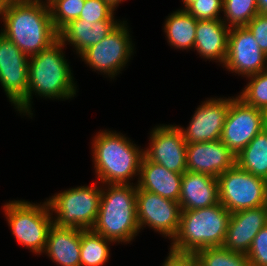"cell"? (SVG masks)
Returning a JSON list of instances; mask_svg holds the SVG:
<instances>
[{
	"label": "cell",
	"instance_id": "6da1fadb",
	"mask_svg": "<svg viewBox=\"0 0 267 266\" xmlns=\"http://www.w3.org/2000/svg\"><path fill=\"white\" fill-rule=\"evenodd\" d=\"M63 47L67 46L58 38L45 50L29 57L27 97L15 108L21 115L33 118L34 94L63 101L76 96L78 86Z\"/></svg>",
	"mask_w": 267,
	"mask_h": 266
},
{
	"label": "cell",
	"instance_id": "7a4b0ae2",
	"mask_svg": "<svg viewBox=\"0 0 267 266\" xmlns=\"http://www.w3.org/2000/svg\"><path fill=\"white\" fill-rule=\"evenodd\" d=\"M1 33L26 56H34L59 38L49 5L33 0H10Z\"/></svg>",
	"mask_w": 267,
	"mask_h": 266
},
{
	"label": "cell",
	"instance_id": "3957f363",
	"mask_svg": "<svg viewBox=\"0 0 267 266\" xmlns=\"http://www.w3.org/2000/svg\"><path fill=\"white\" fill-rule=\"evenodd\" d=\"M92 141L93 168L99 183L134 184L131 181L136 176L139 179L144 157L141 146H137L125 134L108 129L100 130Z\"/></svg>",
	"mask_w": 267,
	"mask_h": 266
},
{
	"label": "cell",
	"instance_id": "277c9868",
	"mask_svg": "<svg viewBox=\"0 0 267 266\" xmlns=\"http://www.w3.org/2000/svg\"><path fill=\"white\" fill-rule=\"evenodd\" d=\"M102 186L99 210L91 230L115 244H129L140 233L136 209L137 182Z\"/></svg>",
	"mask_w": 267,
	"mask_h": 266
},
{
	"label": "cell",
	"instance_id": "5b68a950",
	"mask_svg": "<svg viewBox=\"0 0 267 266\" xmlns=\"http://www.w3.org/2000/svg\"><path fill=\"white\" fill-rule=\"evenodd\" d=\"M230 214L221 203L201 209L181 210L179 227L169 249L194 253L203 248L222 246Z\"/></svg>",
	"mask_w": 267,
	"mask_h": 266
},
{
	"label": "cell",
	"instance_id": "8992f818",
	"mask_svg": "<svg viewBox=\"0 0 267 266\" xmlns=\"http://www.w3.org/2000/svg\"><path fill=\"white\" fill-rule=\"evenodd\" d=\"M2 208L17 243L32 253L41 255L50 227L54 223L47 200L40 204L26 200H10L4 203Z\"/></svg>",
	"mask_w": 267,
	"mask_h": 266
},
{
	"label": "cell",
	"instance_id": "52a82bcc",
	"mask_svg": "<svg viewBox=\"0 0 267 266\" xmlns=\"http://www.w3.org/2000/svg\"><path fill=\"white\" fill-rule=\"evenodd\" d=\"M102 185L71 187L46 198L54 224L59 227L91 230L97 218ZM54 213V214H53Z\"/></svg>",
	"mask_w": 267,
	"mask_h": 266
},
{
	"label": "cell",
	"instance_id": "ba28073f",
	"mask_svg": "<svg viewBox=\"0 0 267 266\" xmlns=\"http://www.w3.org/2000/svg\"><path fill=\"white\" fill-rule=\"evenodd\" d=\"M127 24L123 20L103 40L87 48L78 57L98 74L115 79L134 55L135 45Z\"/></svg>",
	"mask_w": 267,
	"mask_h": 266
},
{
	"label": "cell",
	"instance_id": "9c48e42d",
	"mask_svg": "<svg viewBox=\"0 0 267 266\" xmlns=\"http://www.w3.org/2000/svg\"><path fill=\"white\" fill-rule=\"evenodd\" d=\"M217 179L219 201L230 213L267 205V181L237 164Z\"/></svg>",
	"mask_w": 267,
	"mask_h": 266
},
{
	"label": "cell",
	"instance_id": "30bf717a",
	"mask_svg": "<svg viewBox=\"0 0 267 266\" xmlns=\"http://www.w3.org/2000/svg\"><path fill=\"white\" fill-rule=\"evenodd\" d=\"M266 127L267 113L236 95L230 101L220 140L237 156Z\"/></svg>",
	"mask_w": 267,
	"mask_h": 266
},
{
	"label": "cell",
	"instance_id": "8fae6325",
	"mask_svg": "<svg viewBox=\"0 0 267 266\" xmlns=\"http://www.w3.org/2000/svg\"><path fill=\"white\" fill-rule=\"evenodd\" d=\"M136 209L139 228H152L169 240L175 237L181 216L179 202L142 190L136 193ZM147 225V226H146Z\"/></svg>",
	"mask_w": 267,
	"mask_h": 266
},
{
	"label": "cell",
	"instance_id": "7c38bea8",
	"mask_svg": "<svg viewBox=\"0 0 267 266\" xmlns=\"http://www.w3.org/2000/svg\"><path fill=\"white\" fill-rule=\"evenodd\" d=\"M144 156L167 170L183 174L187 171V143L179 125L160 124L150 131Z\"/></svg>",
	"mask_w": 267,
	"mask_h": 266
},
{
	"label": "cell",
	"instance_id": "4fadbf2b",
	"mask_svg": "<svg viewBox=\"0 0 267 266\" xmlns=\"http://www.w3.org/2000/svg\"><path fill=\"white\" fill-rule=\"evenodd\" d=\"M28 66L29 57L0 32V84L14 108L27 97Z\"/></svg>",
	"mask_w": 267,
	"mask_h": 266
},
{
	"label": "cell",
	"instance_id": "5bb4252c",
	"mask_svg": "<svg viewBox=\"0 0 267 266\" xmlns=\"http://www.w3.org/2000/svg\"><path fill=\"white\" fill-rule=\"evenodd\" d=\"M232 98L212 97L203 101L194 111L188 126H179L186 143L220 140Z\"/></svg>",
	"mask_w": 267,
	"mask_h": 266
},
{
	"label": "cell",
	"instance_id": "9a60e30c",
	"mask_svg": "<svg viewBox=\"0 0 267 266\" xmlns=\"http://www.w3.org/2000/svg\"><path fill=\"white\" fill-rule=\"evenodd\" d=\"M224 67L243 77L267 70V56L246 27L230 28Z\"/></svg>",
	"mask_w": 267,
	"mask_h": 266
},
{
	"label": "cell",
	"instance_id": "2e32d148",
	"mask_svg": "<svg viewBox=\"0 0 267 266\" xmlns=\"http://www.w3.org/2000/svg\"><path fill=\"white\" fill-rule=\"evenodd\" d=\"M235 164V154L221 140L187 144V171L217 178Z\"/></svg>",
	"mask_w": 267,
	"mask_h": 266
},
{
	"label": "cell",
	"instance_id": "e0dca14e",
	"mask_svg": "<svg viewBox=\"0 0 267 266\" xmlns=\"http://www.w3.org/2000/svg\"><path fill=\"white\" fill-rule=\"evenodd\" d=\"M267 224V205L230 214L223 247L247 254L253 238Z\"/></svg>",
	"mask_w": 267,
	"mask_h": 266
},
{
	"label": "cell",
	"instance_id": "ac0fdd59",
	"mask_svg": "<svg viewBox=\"0 0 267 266\" xmlns=\"http://www.w3.org/2000/svg\"><path fill=\"white\" fill-rule=\"evenodd\" d=\"M218 203L217 178L199 172L183 173L179 198L181 210L201 209Z\"/></svg>",
	"mask_w": 267,
	"mask_h": 266
},
{
	"label": "cell",
	"instance_id": "d6986e66",
	"mask_svg": "<svg viewBox=\"0 0 267 266\" xmlns=\"http://www.w3.org/2000/svg\"><path fill=\"white\" fill-rule=\"evenodd\" d=\"M121 22L120 19H115L114 13L107 20L94 23L76 19L59 32V39L65 45L71 44L79 56L87 48L103 40Z\"/></svg>",
	"mask_w": 267,
	"mask_h": 266
},
{
	"label": "cell",
	"instance_id": "ffe728a7",
	"mask_svg": "<svg viewBox=\"0 0 267 266\" xmlns=\"http://www.w3.org/2000/svg\"><path fill=\"white\" fill-rule=\"evenodd\" d=\"M230 28L222 19L197 20L194 51L207 60L224 65Z\"/></svg>",
	"mask_w": 267,
	"mask_h": 266
},
{
	"label": "cell",
	"instance_id": "44dd1931",
	"mask_svg": "<svg viewBox=\"0 0 267 266\" xmlns=\"http://www.w3.org/2000/svg\"><path fill=\"white\" fill-rule=\"evenodd\" d=\"M81 230L53 223L43 253L57 266H80Z\"/></svg>",
	"mask_w": 267,
	"mask_h": 266
},
{
	"label": "cell",
	"instance_id": "7402d4cb",
	"mask_svg": "<svg viewBox=\"0 0 267 266\" xmlns=\"http://www.w3.org/2000/svg\"><path fill=\"white\" fill-rule=\"evenodd\" d=\"M182 176L183 174L167 170L144 156L137 186L142 190L179 202Z\"/></svg>",
	"mask_w": 267,
	"mask_h": 266
},
{
	"label": "cell",
	"instance_id": "603a6c76",
	"mask_svg": "<svg viewBox=\"0 0 267 266\" xmlns=\"http://www.w3.org/2000/svg\"><path fill=\"white\" fill-rule=\"evenodd\" d=\"M163 26L170 47L180 50L194 49L197 19L186 10L178 9L170 13Z\"/></svg>",
	"mask_w": 267,
	"mask_h": 266
},
{
	"label": "cell",
	"instance_id": "cb8c5ba5",
	"mask_svg": "<svg viewBox=\"0 0 267 266\" xmlns=\"http://www.w3.org/2000/svg\"><path fill=\"white\" fill-rule=\"evenodd\" d=\"M236 164L241 169L267 181V127L236 156Z\"/></svg>",
	"mask_w": 267,
	"mask_h": 266
},
{
	"label": "cell",
	"instance_id": "d4e9b609",
	"mask_svg": "<svg viewBox=\"0 0 267 266\" xmlns=\"http://www.w3.org/2000/svg\"><path fill=\"white\" fill-rule=\"evenodd\" d=\"M113 241L92 230H81L80 266H103L110 259Z\"/></svg>",
	"mask_w": 267,
	"mask_h": 266
},
{
	"label": "cell",
	"instance_id": "484cf974",
	"mask_svg": "<svg viewBox=\"0 0 267 266\" xmlns=\"http://www.w3.org/2000/svg\"><path fill=\"white\" fill-rule=\"evenodd\" d=\"M193 254L198 266H250L246 254L230 251L223 246L203 248Z\"/></svg>",
	"mask_w": 267,
	"mask_h": 266
},
{
	"label": "cell",
	"instance_id": "4316f807",
	"mask_svg": "<svg viewBox=\"0 0 267 266\" xmlns=\"http://www.w3.org/2000/svg\"><path fill=\"white\" fill-rule=\"evenodd\" d=\"M258 13L257 0H223L222 20L229 28L245 27Z\"/></svg>",
	"mask_w": 267,
	"mask_h": 266
},
{
	"label": "cell",
	"instance_id": "83f0119b",
	"mask_svg": "<svg viewBox=\"0 0 267 266\" xmlns=\"http://www.w3.org/2000/svg\"><path fill=\"white\" fill-rule=\"evenodd\" d=\"M246 87L237 95L247 105L267 113V70L248 77Z\"/></svg>",
	"mask_w": 267,
	"mask_h": 266
},
{
	"label": "cell",
	"instance_id": "f1b7e54d",
	"mask_svg": "<svg viewBox=\"0 0 267 266\" xmlns=\"http://www.w3.org/2000/svg\"><path fill=\"white\" fill-rule=\"evenodd\" d=\"M85 0H52L49 5L52 23L59 33L71 21L79 18Z\"/></svg>",
	"mask_w": 267,
	"mask_h": 266
},
{
	"label": "cell",
	"instance_id": "f546056e",
	"mask_svg": "<svg viewBox=\"0 0 267 266\" xmlns=\"http://www.w3.org/2000/svg\"><path fill=\"white\" fill-rule=\"evenodd\" d=\"M185 10L197 20L222 19L223 0H196Z\"/></svg>",
	"mask_w": 267,
	"mask_h": 266
},
{
	"label": "cell",
	"instance_id": "4dcf8cb0",
	"mask_svg": "<svg viewBox=\"0 0 267 266\" xmlns=\"http://www.w3.org/2000/svg\"><path fill=\"white\" fill-rule=\"evenodd\" d=\"M116 11L105 0H85L84 7L78 19L89 22L107 20Z\"/></svg>",
	"mask_w": 267,
	"mask_h": 266
},
{
	"label": "cell",
	"instance_id": "1f68e13d",
	"mask_svg": "<svg viewBox=\"0 0 267 266\" xmlns=\"http://www.w3.org/2000/svg\"><path fill=\"white\" fill-rule=\"evenodd\" d=\"M246 255L250 266H267V224L253 238Z\"/></svg>",
	"mask_w": 267,
	"mask_h": 266
},
{
	"label": "cell",
	"instance_id": "d6a6232c",
	"mask_svg": "<svg viewBox=\"0 0 267 266\" xmlns=\"http://www.w3.org/2000/svg\"><path fill=\"white\" fill-rule=\"evenodd\" d=\"M267 56V14L258 13L246 26Z\"/></svg>",
	"mask_w": 267,
	"mask_h": 266
},
{
	"label": "cell",
	"instance_id": "836d02e7",
	"mask_svg": "<svg viewBox=\"0 0 267 266\" xmlns=\"http://www.w3.org/2000/svg\"><path fill=\"white\" fill-rule=\"evenodd\" d=\"M162 266H198L193 253H179L169 250Z\"/></svg>",
	"mask_w": 267,
	"mask_h": 266
},
{
	"label": "cell",
	"instance_id": "e575fe53",
	"mask_svg": "<svg viewBox=\"0 0 267 266\" xmlns=\"http://www.w3.org/2000/svg\"><path fill=\"white\" fill-rule=\"evenodd\" d=\"M9 1L10 0H0V17H1L0 19H1V22H4L5 12H6V8H7Z\"/></svg>",
	"mask_w": 267,
	"mask_h": 266
},
{
	"label": "cell",
	"instance_id": "d590c367",
	"mask_svg": "<svg viewBox=\"0 0 267 266\" xmlns=\"http://www.w3.org/2000/svg\"><path fill=\"white\" fill-rule=\"evenodd\" d=\"M257 4L259 12L267 14V0H257Z\"/></svg>",
	"mask_w": 267,
	"mask_h": 266
},
{
	"label": "cell",
	"instance_id": "8d00e7d4",
	"mask_svg": "<svg viewBox=\"0 0 267 266\" xmlns=\"http://www.w3.org/2000/svg\"><path fill=\"white\" fill-rule=\"evenodd\" d=\"M111 7H113L115 10L119 6V4L123 3L124 0H105Z\"/></svg>",
	"mask_w": 267,
	"mask_h": 266
},
{
	"label": "cell",
	"instance_id": "74e56055",
	"mask_svg": "<svg viewBox=\"0 0 267 266\" xmlns=\"http://www.w3.org/2000/svg\"><path fill=\"white\" fill-rule=\"evenodd\" d=\"M194 1H196V0H182V3L184 5V7L183 8L181 7L180 9H184L185 10Z\"/></svg>",
	"mask_w": 267,
	"mask_h": 266
},
{
	"label": "cell",
	"instance_id": "f35d334b",
	"mask_svg": "<svg viewBox=\"0 0 267 266\" xmlns=\"http://www.w3.org/2000/svg\"><path fill=\"white\" fill-rule=\"evenodd\" d=\"M33 1H38V2H42V3H50L52 0H33Z\"/></svg>",
	"mask_w": 267,
	"mask_h": 266
}]
</instances>
